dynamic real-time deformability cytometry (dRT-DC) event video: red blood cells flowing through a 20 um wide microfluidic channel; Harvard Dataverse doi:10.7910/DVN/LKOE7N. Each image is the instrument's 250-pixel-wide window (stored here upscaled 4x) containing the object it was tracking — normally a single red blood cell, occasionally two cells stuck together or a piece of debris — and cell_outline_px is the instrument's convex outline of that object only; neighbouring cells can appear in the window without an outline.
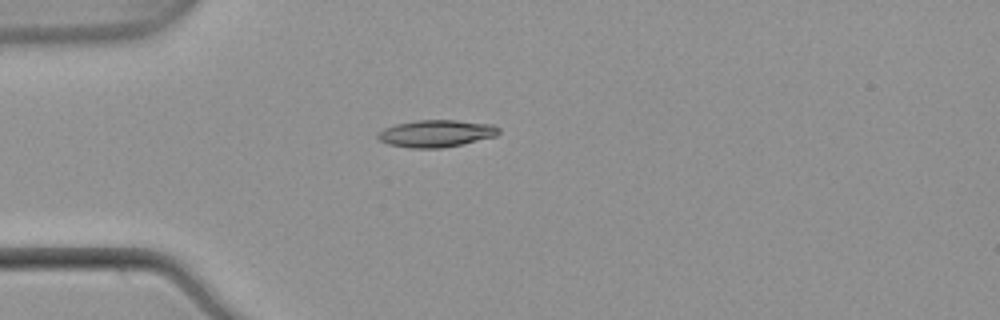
{"species": "common noctule bat (a hibernating species)", "species_latin": "Nyctalus noctula", "temperature_condition": "warm", "stored_images_in_passage": 39, "camera_frame_rate_fps": 3000, "um_per_image_px": 0.085, "animal": {"sex": "male", "body_mass_g": 21.5, "forearm_length_mm": 52.0}, "frame": {"image": 1, "passage_image": 1, "time_ms": 0.0, "image_size_px": [1000, 320], "cell_outline_px": [[500, 132], [496, 136], [460, 144], [440, 148], [408, 148], [388, 144], [380, 140], [376, 136], [376, 132], [384, 128], [396, 124], [420, 120], [456, 120], [492, 124], [500, 128]], "centroid_in_image_um": [37.05, 11.34], "position_along_channel_um": 48.0, "area_um2": 19.07}}
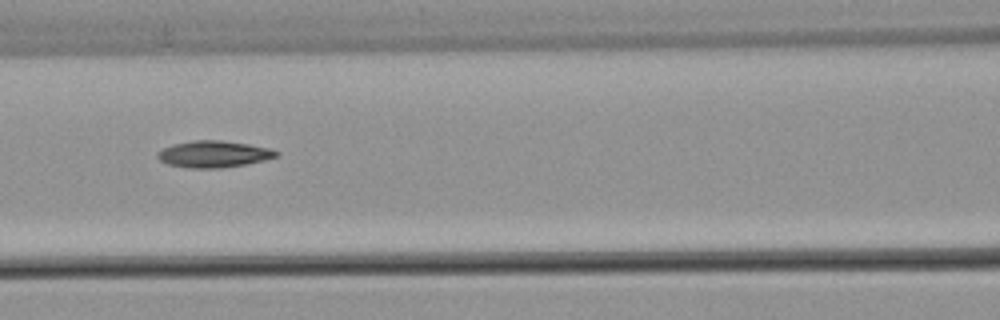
{"frame": {"image": 2, "passage_image": 10, "time_ms": 3.0, "image_size_px": [1000, 320], "cell_outline_px": [[280, 152], [276, 156], [264, 160], [244, 164], [220, 168], [188, 168], [168, 164], [160, 160], [156, 156], [156, 152], [172, 144], [192, 140], [220, 140], [248, 144], [268, 148]], "centroid_in_image_um": [18.11, 13.09], "position_along_channel_um": 148.5, "area_um2": 18.32}}
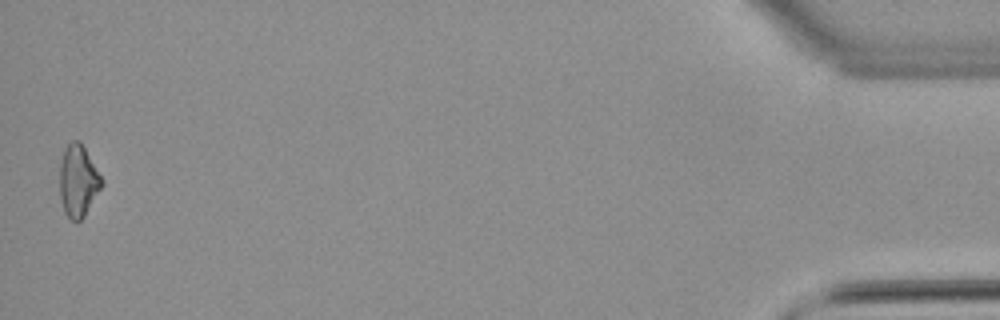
{"frame": {"image": 3, "passage_image": 39, "time_ms": 12.667, "image_size_px": [1000, 320], "cell_outline_px": [[104, 184], [84, 216], [80, 220], [72, 220], [64, 212], [60, 196], [60, 164], [64, 148], [72, 140], [80, 140], [100, 176]], "centroid_in_image_um": [6.63, 15.36], "position_along_channel_um": 428.6, "area_um2": 17.34}, "authors_computed_cell_mechanics": {"area_um2": 17.629, "velocity_mm_per_s": 3.8738, "shape_relaxation_time_tau1_ms": 7.5518, "shape_relaxation_time_tau2_ms": null, "deformation_change_tau1": 0.1751, "deformation_change_tau2": null}}